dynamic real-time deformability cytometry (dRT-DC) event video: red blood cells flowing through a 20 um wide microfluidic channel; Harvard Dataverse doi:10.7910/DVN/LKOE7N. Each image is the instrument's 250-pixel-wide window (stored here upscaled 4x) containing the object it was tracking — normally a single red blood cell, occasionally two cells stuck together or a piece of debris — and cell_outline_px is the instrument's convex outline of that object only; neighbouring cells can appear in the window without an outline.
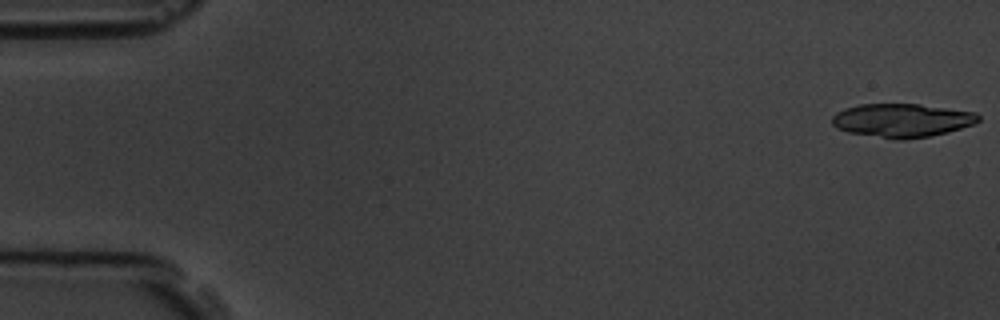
{"species": "common noctule bat (a hibernating species)", "species_latin": "Nyctalus noctula", "temperature_condition": "room temperature", "stored_images_in_passage": 5, "camera_frame_rate_fps": 3000, "um_per_image_px": 0.085, "animal": {"sex": "male", "body_mass_g": 19.5, "forearm_length_mm": 54.6}, "frame": {"image": 1, "passage_image": 1, "time_ms": 0.0, "image_size_px": [1000, 320], "cell_outline_px": [[980, 120], [972, 124], [948, 132], [932, 136], [904, 140], [896, 140], [848, 132], [836, 128], [832, 124], [832, 116], [836, 112], [844, 108], [860, 104], [920, 104], [976, 112], [980, 116]], "centroid_in_image_um": [76.65, 10.23], "position_along_channel_um": 8.4, "area_um2": 28.84}}